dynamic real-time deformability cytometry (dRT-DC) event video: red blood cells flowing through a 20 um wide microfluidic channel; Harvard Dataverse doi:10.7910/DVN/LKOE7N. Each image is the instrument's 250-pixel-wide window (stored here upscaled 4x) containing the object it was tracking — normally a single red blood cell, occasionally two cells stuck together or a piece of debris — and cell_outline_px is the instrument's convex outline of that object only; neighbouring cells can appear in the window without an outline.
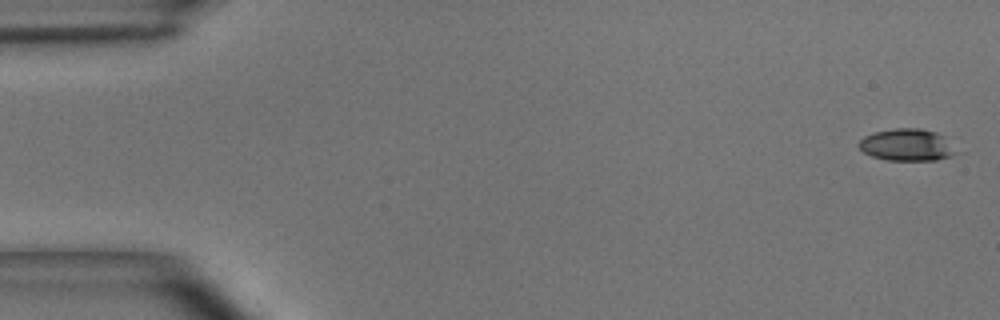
{"species": "common noctule bat (a hibernating species)", "species_latin": "Nyctalus noctula", "temperature_condition": "room temperature", "stored_images_in_passage": 5, "camera_frame_rate_fps": 3000, "um_per_image_px": 0.085, "animal": {"sex": "male", "body_mass_g": 15.6}, "frame": {"image": 1, "passage_image": 1, "time_ms": 0.0, "image_size_px": [1000, 320], "cell_outline_px": [[956, 152], [952, 156], [936, 160], [888, 160], [872, 156], [864, 152], [860, 148], [860, 140], [864, 136], [876, 132], [896, 128], [920, 128], [936, 132], [944, 136]], "centroid_in_image_um": [77.09, 12.31], "position_along_channel_um": 7.9, "area_um2": 17.86}}
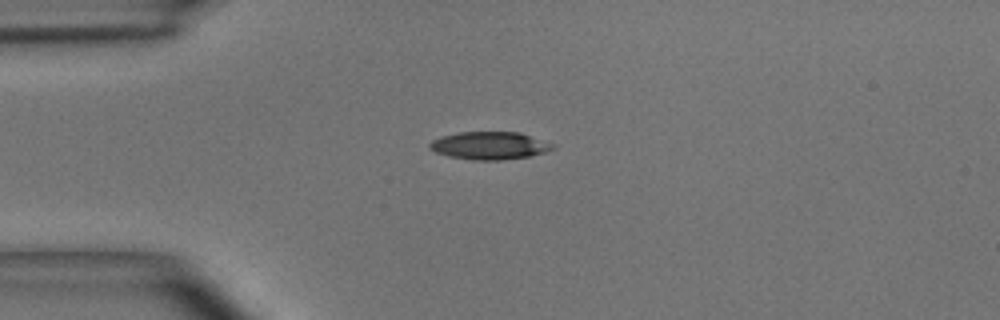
{"frame": {"image": 2, "passage_image": 4, "time_ms": 1.0, "image_size_px": [1000, 320], "cell_outline_px": [[556, 148], [544, 152], [528, 156], [500, 160], [472, 160], [448, 156], [436, 152], [428, 148], [428, 144], [432, 140], [440, 136], [460, 132], [520, 132], [556, 144]], "centroid_in_image_um": [41.61, 12.37], "position_along_channel_um": 43.4, "area_um2": 20.0}}